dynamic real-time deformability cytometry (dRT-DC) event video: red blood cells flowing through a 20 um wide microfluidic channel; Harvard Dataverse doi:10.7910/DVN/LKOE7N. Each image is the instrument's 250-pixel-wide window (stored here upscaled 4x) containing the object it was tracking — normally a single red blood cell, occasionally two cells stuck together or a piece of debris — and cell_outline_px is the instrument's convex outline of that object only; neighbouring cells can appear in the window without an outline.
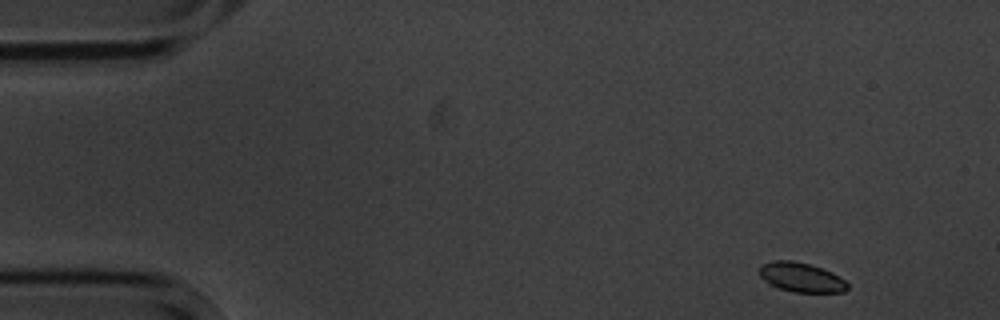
{"species": "common noctule bat (a hibernating species)", "species_latin": "Nyctalus noctula", "temperature_condition": "cold", "stored_images_in_passage": 4, "camera_frame_rate_fps": 3000, "um_per_image_px": 0.085, "animal": {"sex": "male", "body_mass_g": 20.1, "forearm_length_mm": 53.5}, "frame": {"image": 1, "passage_image": 1, "time_ms": 0.0, "image_size_px": [1000, 320], "cell_outline_px": [[848, 288], [844, 292], [792, 292], [768, 284], [760, 276], [760, 264], [776, 260], [792, 260], [808, 264], [832, 272], [844, 280], [848, 284]], "centroid_in_image_um": [68.08, 23.57], "position_along_channel_um": 16.9, "area_um2": 15.03}}
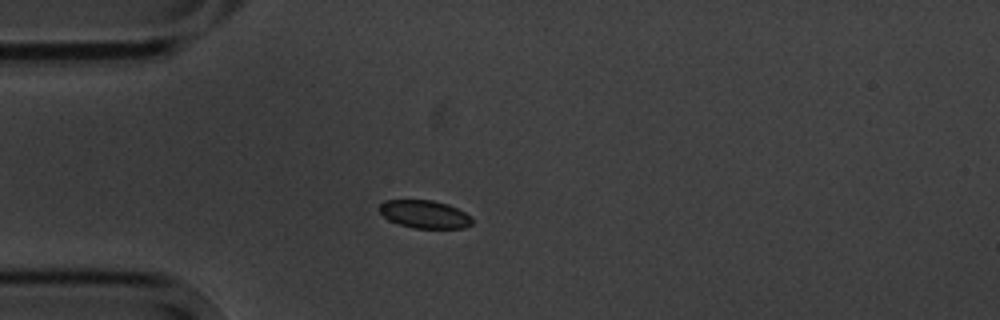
{"frame": {"image": 2, "passage_image": 4, "time_ms": 3.333, "image_size_px": [1000, 320], "cell_outline_px": [[472, 224], [464, 228], [412, 228], [388, 220], [380, 212], [380, 204], [384, 200], [432, 200], [448, 204], [472, 216]], "centroid_in_image_um": [36.1, 18.21], "position_along_channel_um": 48.9, "area_um2": 15.09}}